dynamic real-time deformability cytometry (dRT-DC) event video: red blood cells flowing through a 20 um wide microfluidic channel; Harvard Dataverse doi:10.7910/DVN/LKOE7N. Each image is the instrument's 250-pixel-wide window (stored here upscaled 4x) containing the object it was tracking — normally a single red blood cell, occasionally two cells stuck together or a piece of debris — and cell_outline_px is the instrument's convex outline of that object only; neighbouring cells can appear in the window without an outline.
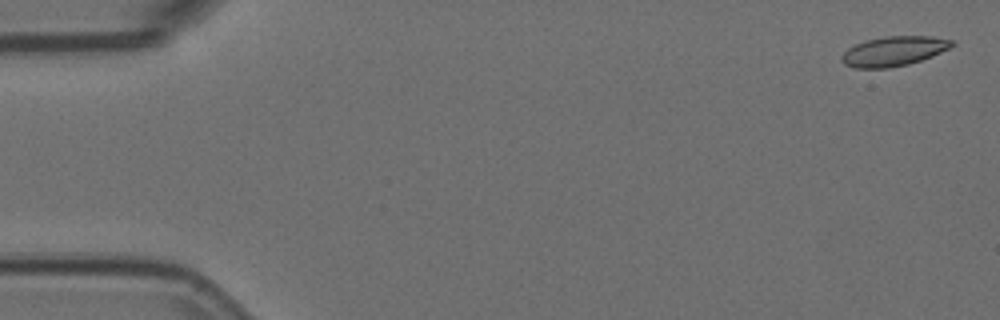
{"species": "Egyptian fruit bat (a non-hibernating species)", "species_latin": "Rousettus aegyptiacus", "temperature_condition": "room temperature", "stored_images_in_passage": 2, "camera_frame_rate_fps": 3000, "um_per_image_px": 0.085, "animal": {"sex": "female"}, "frame": {"image": 1, "passage_image": 1, "time_ms": 0.0, "image_size_px": [1000, 320], "cell_outline_px": [[956, 44], [932, 56], [908, 64], [888, 68], [852, 68], [844, 64], [840, 60], [840, 56], [848, 48], [856, 44], [868, 40], [888, 36], [932, 36], [956, 40]], "centroid_in_image_um": [75.97, 4.35], "position_along_channel_um": 9.0, "area_um2": 19.07}}